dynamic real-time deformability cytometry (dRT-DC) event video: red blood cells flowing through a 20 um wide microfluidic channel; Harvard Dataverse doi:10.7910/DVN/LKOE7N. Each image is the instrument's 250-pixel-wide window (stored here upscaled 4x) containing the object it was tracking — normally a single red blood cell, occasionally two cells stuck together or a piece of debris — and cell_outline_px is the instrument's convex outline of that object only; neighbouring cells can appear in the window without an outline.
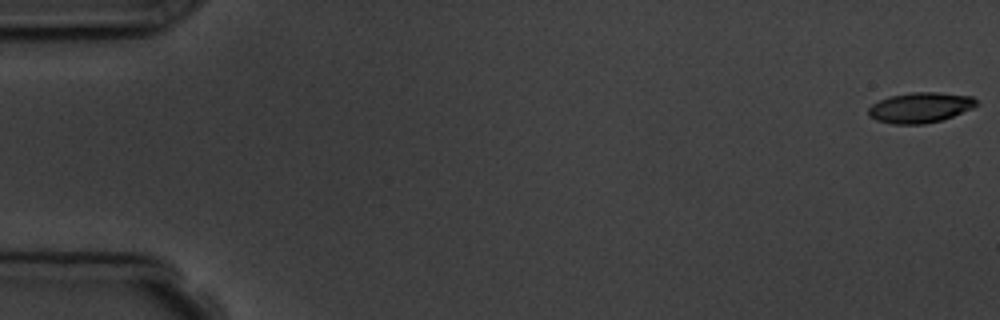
{"species": "common noctule bat (a hibernating species)", "species_latin": "Nyctalus noctula", "temperature_condition": "room temperature", "stored_images_in_passage": 5, "camera_frame_rate_fps": 3000, "um_per_image_px": 0.085, "animal": {"sex": "male", "body_mass_g": 19.5, "forearm_length_mm": 54.6}, "frame": {"image": 1, "passage_image": 1, "time_ms": 0.0, "image_size_px": [1000, 320], "cell_outline_px": [[980, 104], [972, 108], [952, 116], [940, 120], [924, 124], [892, 124], [876, 120], [868, 116], [868, 108], [872, 104], [880, 100], [892, 96], [912, 92], [936, 92], [972, 96]], "centroid_in_image_um": [78.21, 9.14], "position_along_channel_um": 6.8, "area_um2": 19.02}}
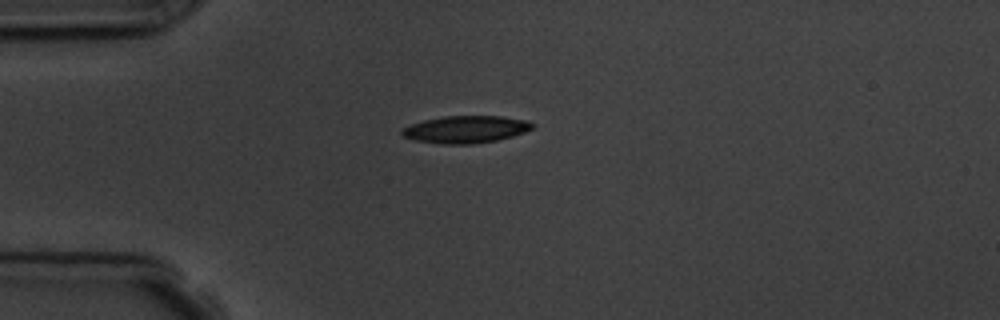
{"frame": {"image": 2, "passage_image": 5, "time_ms": 4.667, "image_size_px": [1000, 320], "cell_outline_px": [[536, 124], [532, 128], [524, 132], [512, 136], [496, 140], [472, 144], [444, 144], [416, 140], [404, 136], [400, 132], [404, 128], [412, 124], [424, 120], [444, 116], [500, 116], [524, 120]], "centroid_in_image_um": [39.6, 10.99], "position_along_channel_um": 45.4, "area_um2": 20.4}}